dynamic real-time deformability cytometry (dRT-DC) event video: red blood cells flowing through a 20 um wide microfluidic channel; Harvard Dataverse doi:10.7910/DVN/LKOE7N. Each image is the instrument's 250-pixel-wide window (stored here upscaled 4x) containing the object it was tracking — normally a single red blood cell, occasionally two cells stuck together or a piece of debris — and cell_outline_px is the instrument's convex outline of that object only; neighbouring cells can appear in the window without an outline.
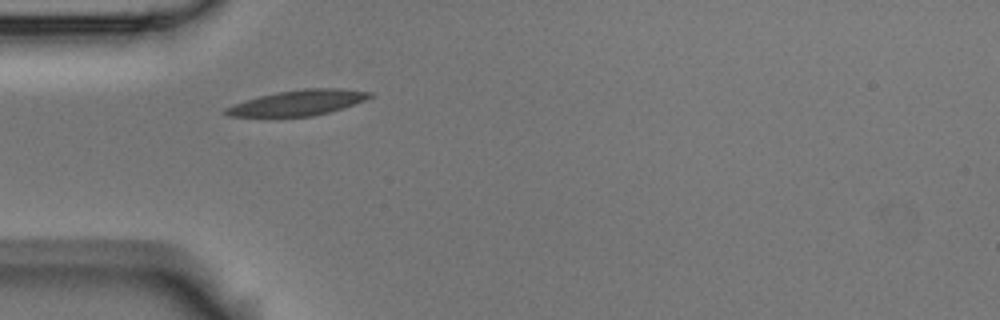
{"species": "Egyptian fruit bat (a non-hibernating species)", "species_latin": "Rousettus aegyptiacus", "temperature_condition": "room temperature", "stored_images_in_passage": 3, "camera_frame_rate_fps": 3000, "um_per_image_px": 0.085, "animal": {"sex": "male"}, "frame": {"image": 1, "passage_image": 1, "time_ms": 0.0, "image_size_px": [1000, 320], "cell_outline_px": [[372, 96], [364, 100], [328, 112], [312, 116], [228, 116], [220, 112], [224, 108], [244, 100], [260, 96], [280, 92], [304, 88], [340, 88], [372, 92]], "centroid_in_image_um": [25.27, 8.73], "position_along_channel_um": 59.7, "area_um2": 20.98}}
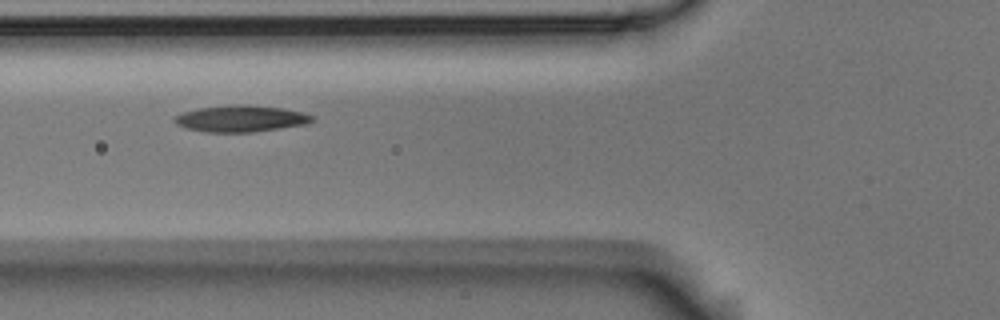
{"frame": {"image": 2, "passage_image": 2, "time_ms": 0.333, "image_size_px": [1000, 320], "cell_outline_px": [[316, 120], [308, 124], [252, 132], [204, 132], [184, 128], [176, 124], [172, 120], [172, 116], [184, 112], [200, 108], [236, 104], [244, 104], [280, 108], [300, 112], [316, 116]], "centroid_in_image_um": [20.45, 10.09], "position_along_channel_um": 105.3, "area_um2": 21.39}}
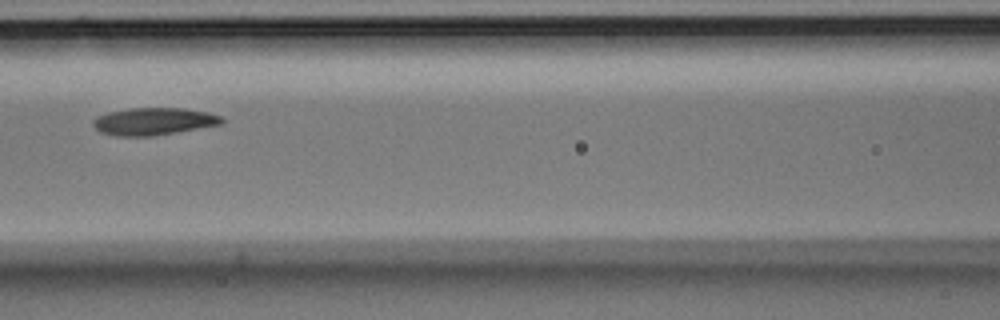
{"frame": {"image": 3, "passage_image": 3, "time_ms": 0.667, "image_size_px": [1000, 320], "cell_outline_px": [[224, 124], [152, 136], [116, 136], [100, 132], [92, 124], [92, 120], [96, 116], [108, 112], [128, 108], [184, 108], [208, 112], [220, 116], [224, 120]], "centroid_in_image_um": [13.05, 10.31], "position_along_channel_um": 153.5, "area_um2": 20.63}}